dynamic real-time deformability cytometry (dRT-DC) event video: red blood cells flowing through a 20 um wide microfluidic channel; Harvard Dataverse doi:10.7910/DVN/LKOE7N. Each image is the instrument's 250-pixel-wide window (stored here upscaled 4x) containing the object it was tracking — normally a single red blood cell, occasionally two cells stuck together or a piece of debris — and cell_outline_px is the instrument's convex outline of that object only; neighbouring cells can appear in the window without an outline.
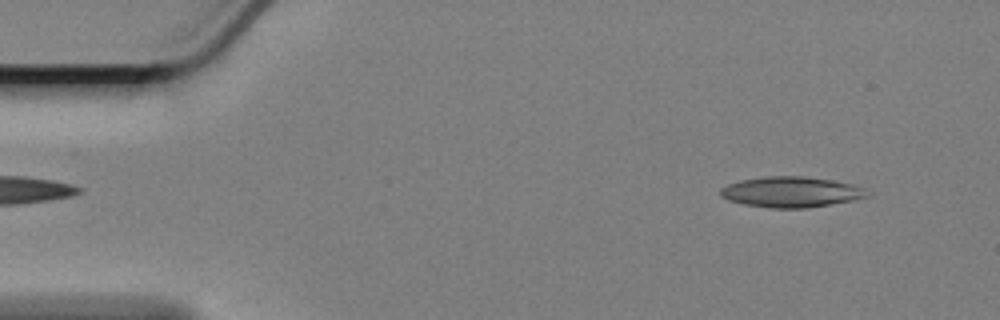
{"species": "Egyptian fruit bat (a non-hibernating species)", "species_latin": "Rousettus aegyptiacus", "temperature_condition": "cold", "stored_images_in_passage": 58, "camera_frame_rate_fps": 3000, "um_per_image_px": 0.085, "animal": {"sex": "female"}, "frame": {"image": 1, "passage_image": 5, "time_ms": 1.333, "image_size_px": [1000, 320], "cell_outline_px": [[872, 192], [868, 196], [852, 200], [808, 208], [772, 208], [744, 204], [728, 200], [720, 196], [720, 188], [728, 184], [740, 180], [768, 176], [800, 176], [832, 180], [864, 188]], "centroid_in_image_um": [67.22, 16.32], "position_along_channel_um": 17.8, "area_um2": 26.01}}
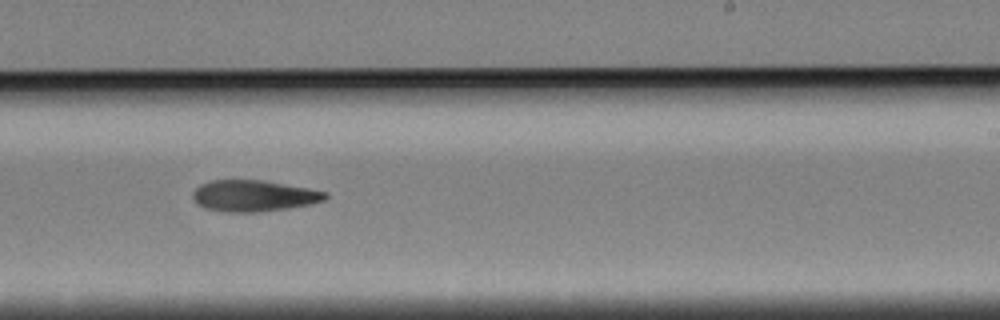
{"frame": {"image": 2, "passage_image": 35, "time_ms": 11.333, "image_size_px": [1000, 320], "cell_outline_px": [[328, 196], [324, 200], [308, 204], [288, 208], [260, 212], [224, 212], [204, 208], [196, 204], [192, 196], [192, 192], [200, 184], [212, 180], [264, 180], [308, 188], [328, 192]], "centroid_in_image_um": [21.53, 16.64], "position_along_channel_um": 267.5, "area_um2": 24.28}}
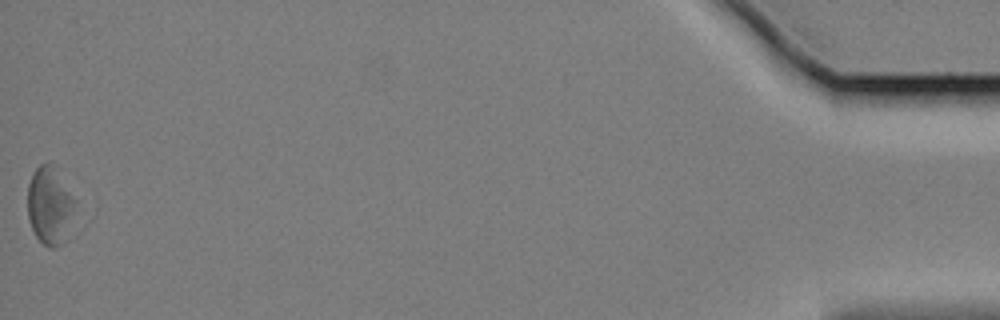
{"frame": {"image": 3, "passage_image": 58, "time_ms": 19.0, "image_size_px": [1000, 320], "cell_outline_px": [[80, 200], [64, 244], [52, 248], [44, 244], [36, 236], [32, 228], [28, 216], [28, 184], [36, 168], [40, 164], [52, 164]], "centroid_in_image_um": [4.32, 17.48], "position_along_channel_um": 430.9, "area_um2": 22.2}, "authors_computed_cell_mechanics": {"area_um2": 24.5072, "velocity_mm_per_s": 3.3674, "shape_relaxation_time_tau1_ms": 6.7278, "shape_relaxation_time_tau2_ms": null, "deformation_change_tau1": 0.1353, "deformation_change_tau2": null}}